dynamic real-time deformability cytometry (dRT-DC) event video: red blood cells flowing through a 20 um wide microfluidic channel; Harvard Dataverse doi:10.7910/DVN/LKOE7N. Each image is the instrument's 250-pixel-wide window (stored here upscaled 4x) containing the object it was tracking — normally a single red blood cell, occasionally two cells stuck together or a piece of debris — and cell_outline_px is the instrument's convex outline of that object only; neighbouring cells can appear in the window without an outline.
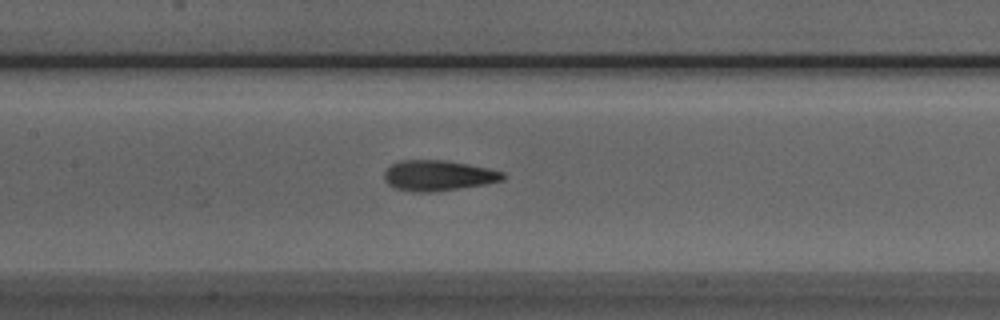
{"species": "Egyptian fruit bat (a non-hibernating species)", "species_latin": "Rousettus aegyptiacus", "temperature_condition": "room temperature", "stored_images_in_passage": 37, "camera_frame_rate_fps": 3000, "um_per_image_px": 0.085, "animal": {"sex": "male"}, "frame": {"image": 1, "passage_image": 17, "time_ms": 5.333, "image_size_px": [1000, 320], "cell_outline_px": [[504, 180], [488, 184], [432, 192], [412, 192], [392, 188], [384, 180], [384, 172], [392, 164], [400, 160], [444, 160], [468, 164], [488, 168], [504, 172]], "centroid_in_image_um": [37.23, 14.93], "position_along_channel_um": 170.2, "area_um2": 21.27}}
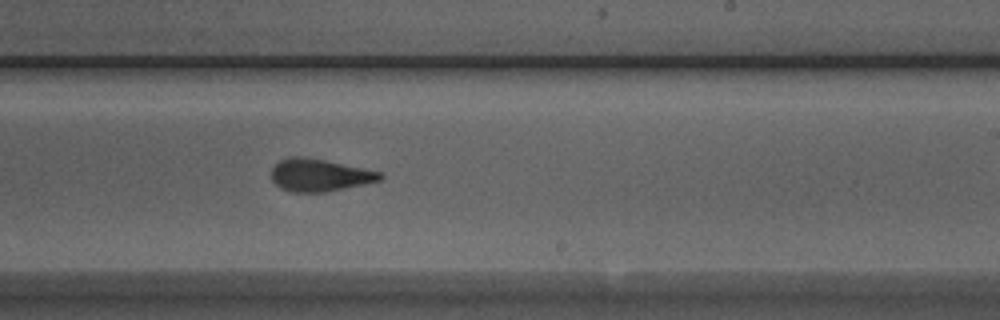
{"frame": {"image": 2, "passage_image": 24, "time_ms": 7.667, "image_size_px": [1000, 320], "cell_outline_px": [[384, 176], [380, 180], [364, 184], [324, 192], [292, 192], [280, 188], [272, 180], [272, 168], [280, 160], [288, 156], [300, 156], [324, 160], [380, 172]], "centroid_in_image_um": [27.12, 14.88], "position_along_channel_um": 261.9, "area_um2": 20.29}}
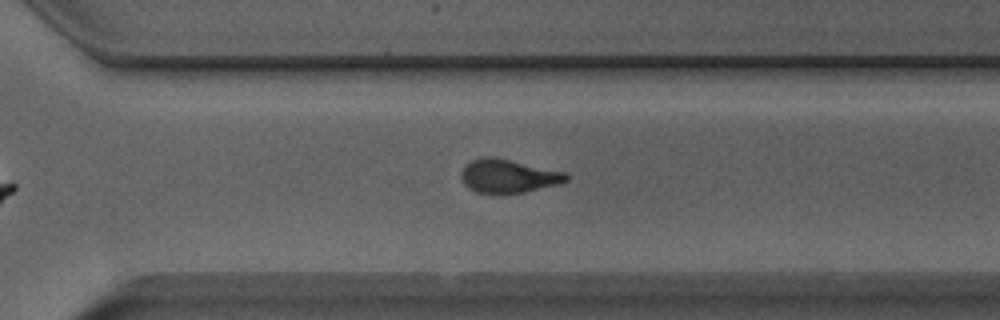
{"frame": {"image": 3, "passage_image": 29, "time_ms": 9.333, "image_size_px": [1000, 320], "cell_outline_px": [[568, 180], [560, 184], [524, 192], [476, 192], [468, 188], [464, 184], [460, 176], [460, 172], [464, 164], [480, 156], [492, 156], [512, 160], [568, 172]], "centroid_in_image_um": [43.2, 14.93], "position_along_channel_um": 327.4, "area_um2": 20.69}, "authors_computed_cell_mechanics": {"area_um2": 21.2704, "velocity_mm_per_s": 3.9498, "shape_relaxation_time_tau1_ms": 3.9406, "shape_relaxation_time_tau2_ms": 1.5948, "deformation_change_tau1": 0.1535, "deformation_change_tau2": 0.095}}